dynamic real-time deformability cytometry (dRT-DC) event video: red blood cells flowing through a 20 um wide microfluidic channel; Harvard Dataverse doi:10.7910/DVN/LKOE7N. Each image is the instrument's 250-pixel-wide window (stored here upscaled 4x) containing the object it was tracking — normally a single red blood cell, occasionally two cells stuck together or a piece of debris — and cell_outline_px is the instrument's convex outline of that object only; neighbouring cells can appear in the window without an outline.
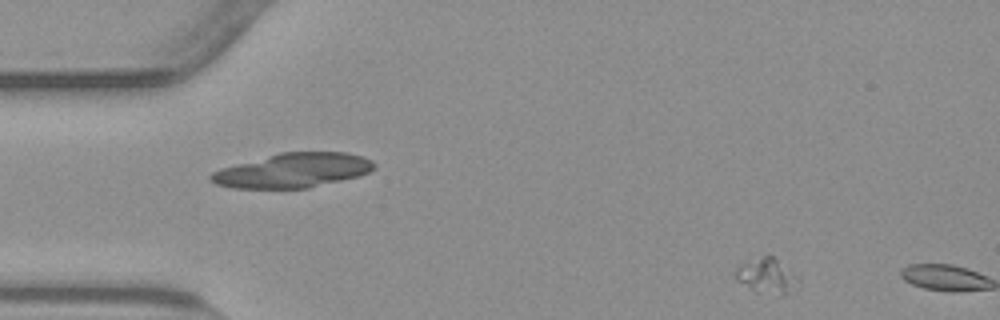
{"species": "common noctule bat (a hibernating species)", "species_latin": "Nyctalus noctula", "temperature_condition": "warm", "stored_images_in_passage": 3, "camera_frame_rate_fps": 3000, "um_per_image_px": 0.085, "animal": {"sex": "male", "body_mass_g": 23.1, "forearm_length_mm": 52.7}, "frame": {"image": 1, "passage_image": 2, "time_ms": 0.333, "image_size_px": [1000, 320], "cell_outline_px": [[784, 296], [780, 296], [756, 292], [736, 280], [736, 268], [740, 264], [764, 256], [772, 256], [776, 260], [784, 280]], "centroid_in_image_um": [64.75, 23.46], "position_along_channel_um": 20.2, "area_um2": 10.23}}